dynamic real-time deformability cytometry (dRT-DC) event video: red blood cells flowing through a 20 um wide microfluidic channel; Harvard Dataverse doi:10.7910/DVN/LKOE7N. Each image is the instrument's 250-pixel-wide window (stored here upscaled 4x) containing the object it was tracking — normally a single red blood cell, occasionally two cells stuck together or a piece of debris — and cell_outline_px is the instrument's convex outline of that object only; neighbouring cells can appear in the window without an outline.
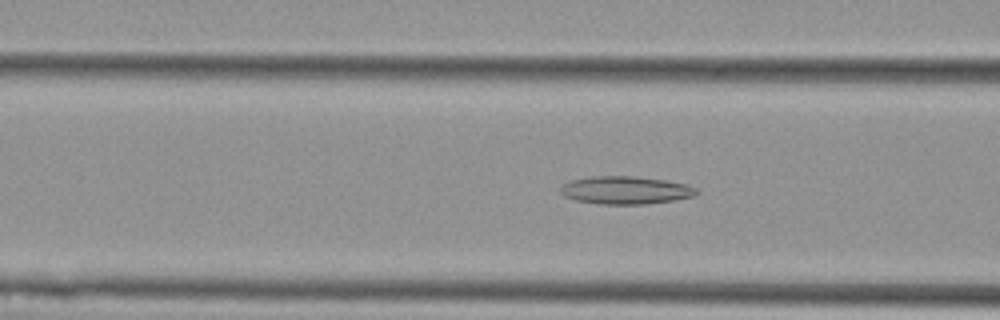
{"species": "Egyptian fruit bat (a non-hibernating species)", "species_latin": "Rousettus aegyptiacus", "temperature_condition": "cold", "stored_images_in_passage": 52, "camera_frame_rate_fps": 3000, "um_per_image_px": 0.085, "animal": {"sex": "female"}, "frame": {"image": 1, "passage_image": 19, "time_ms": 6.0, "image_size_px": [1000, 320], "cell_outline_px": [[700, 192], [692, 196], [672, 200], [644, 204], [600, 204], [576, 200], [564, 196], [560, 192], [560, 188], [564, 184], [572, 180], [592, 176], [632, 176], [664, 180], [684, 184], [696, 188]], "centroid_in_image_um": [53.14, 16.16], "position_along_channel_um": 113.5, "area_um2": 21.79}}
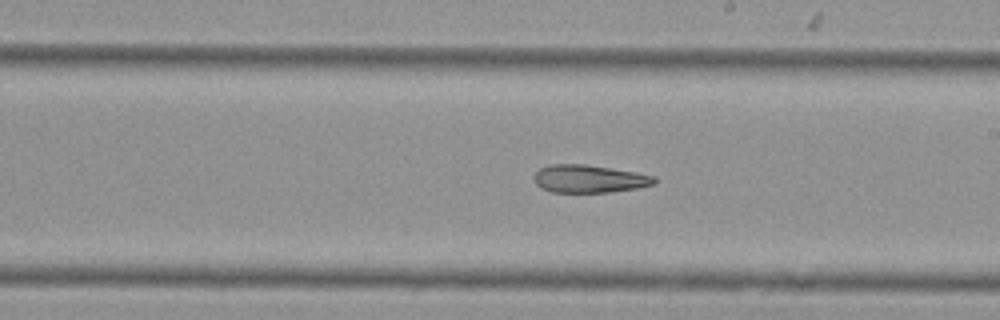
{"frame": {"image": 2, "passage_image": 29, "time_ms": 9.333, "image_size_px": [1000, 320], "cell_outline_px": [[656, 184], [636, 188], [608, 192], [552, 192], [540, 188], [536, 184], [536, 172], [540, 168], [548, 164], [584, 164], [636, 172], [656, 176]], "centroid_in_image_um": [50.1, 15.19], "position_along_channel_um": 238.9, "area_um2": 19.42}}
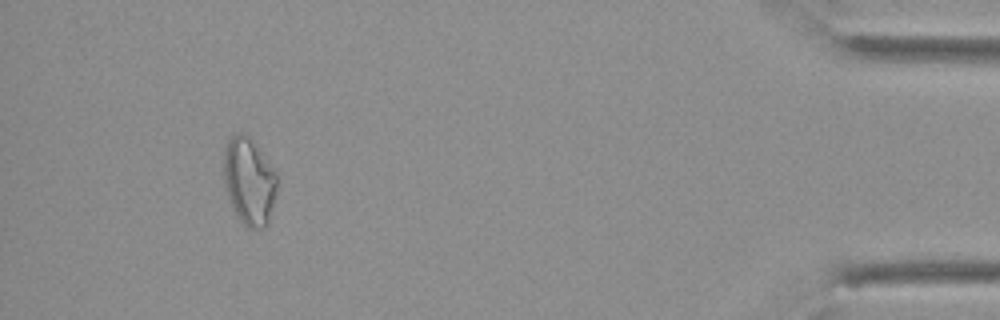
{"frame": {"image": 3, "passage_image": 48, "time_ms": 15.667, "image_size_px": [1000, 320], "cell_outline_px": [[276, 196], [268, 224], [264, 228], [248, 228], [236, 216], [224, 180], [224, 148], [228, 140], [236, 132], [244, 132], [256, 144], [276, 172]], "centroid_in_image_um": [21.19, 15.39], "position_along_channel_um": 414.0, "area_um2": 26.99}, "authors_computed_cell_mechanics": {"area_um2": 24.3049, "velocity_mm_per_s": 3.7735, "shape_relaxation_time_tau1_ms": null, "shape_relaxation_time_tau2_ms": 9.8232, "deformation_change_tau1": null, "deformation_change_tau2": 0.2523}}